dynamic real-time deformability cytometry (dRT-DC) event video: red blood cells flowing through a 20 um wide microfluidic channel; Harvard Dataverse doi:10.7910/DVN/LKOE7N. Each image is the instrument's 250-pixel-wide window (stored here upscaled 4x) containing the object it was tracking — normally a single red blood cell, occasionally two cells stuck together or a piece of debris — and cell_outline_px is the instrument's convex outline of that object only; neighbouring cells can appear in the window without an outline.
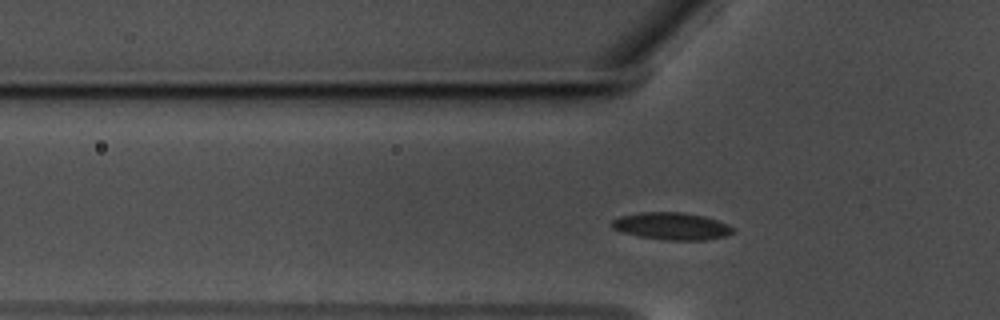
{"species": "common noctule bat (a hibernating species)", "species_latin": "Nyctalus noctula", "temperature_condition": "warm", "stored_images_in_passage": 39, "camera_frame_rate_fps": 3000, "um_per_image_px": 0.085, "animal": {"sex": "male", "body_mass_g": 17.5, "forearm_length_mm": 52.3}, "frame": {"image": 1, "passage_image": 9, "time_ms": 2.667, "image_size_px": [1000, 320], "cell_outline_px": [[736, 228], [728, 236], [708, 240], [664, 240], [640, 236], [624, 232], [612, 228], [612, 220], [620, 216], [640, 212], [684, 212], [704, 216], [728, 224]], "centroid_in_image_um": [57.14, 19.22], "position_along_channel_um": 68.7, "area_um2": 19.31}}
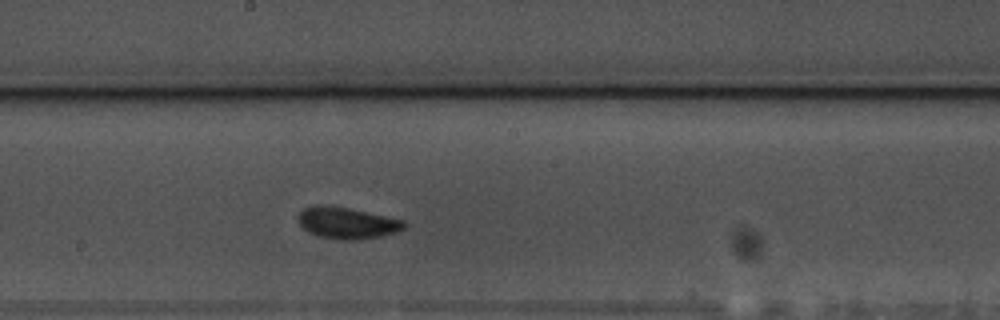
{"frame": {"image": 2, "passage_image": 22, "time_ms": 7.0, "image_size_px": [1000, 320], "cell_outline_px": [[408, 224], [404, 228], [396, 232], [380, 236], [360, 240], [340, 240], [316, 236], [308, 232], [296, 220], [296, 216], [304, 208], [316, 204], [348, 208], [404, 220]], "centroid_in_image_um": [29.46, 18.96], "position_along_channel_um": 218.7, "area_um2": 19.59}}
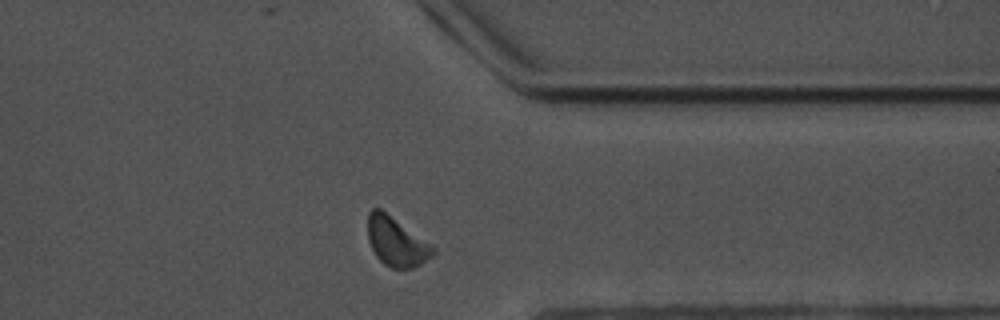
{"frame": {"image": 3, "passage_image": 36, "time_ms": 11.667, "image_size_px": [1000, 320], "cell_outline_px": [[436, 252], [432, 256], [420, 264], [412, 268], [392, 268], [384, 264], [376, 256], [368, 240], [368, 212], [372, 208], [380, 208], [432, 244], [436, 248]], "centroid_in_image_um": [33.7, 20.54], "position_along_channel_um": 377.7, "area_um2": 18.61}, "authors_computed_cell_mechanics": {"area_um2": 18.785, "velocity_mm_per_s": 3.4856, "shape_relaxation_time_tau1_ms": null, "shape_relaxation_time_tau2_ms": 2.2262, "deformation_change_tau1": null, "deformation_change_tau2": 0.0648}}